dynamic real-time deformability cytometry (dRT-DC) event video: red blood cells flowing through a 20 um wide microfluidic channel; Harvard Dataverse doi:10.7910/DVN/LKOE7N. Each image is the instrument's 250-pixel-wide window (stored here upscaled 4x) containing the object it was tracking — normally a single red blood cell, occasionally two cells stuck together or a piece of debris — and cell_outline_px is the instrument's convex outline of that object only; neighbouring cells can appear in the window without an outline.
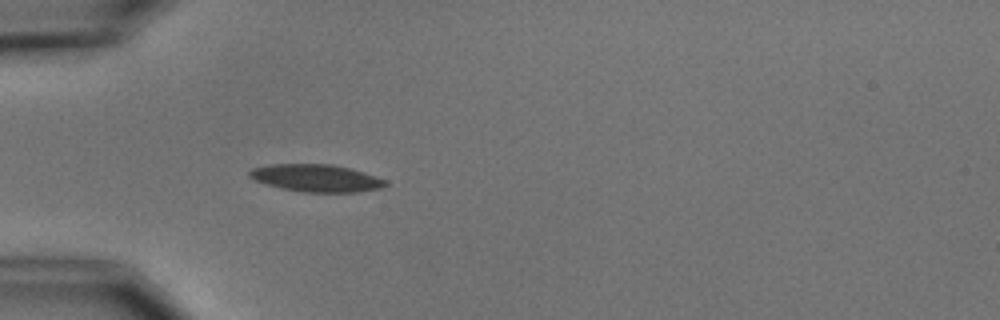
{"species": "common noctule bat (a hibernating species)", "species_latin": "Nyctalus noctula", "temperature_condition": "cold", "stored_images_in_passage": 5, "camera_frame_rate_fps": 3000, "um_per_image_px": 0.085, "animal": {"sex": "male", "body_mass_g": 15.6}, "frame": {"image": 1, "passage_image": 5, "time_ms": 5.333, "image_size_px": [1000, 320], "cell_outline_px": [[388, 184], [380, 188], [356, 192], [304, 192], [284, 188], [268, 184], [256, 180], [248, 176], [248, 172], [252, 168], [272, 164], [332, 164], [352, 168], [388, 180]], "centroid_in_image_um": [26.93, 15.12], "position_along_channel_um": 58.1, "area_um2": 21.62}}